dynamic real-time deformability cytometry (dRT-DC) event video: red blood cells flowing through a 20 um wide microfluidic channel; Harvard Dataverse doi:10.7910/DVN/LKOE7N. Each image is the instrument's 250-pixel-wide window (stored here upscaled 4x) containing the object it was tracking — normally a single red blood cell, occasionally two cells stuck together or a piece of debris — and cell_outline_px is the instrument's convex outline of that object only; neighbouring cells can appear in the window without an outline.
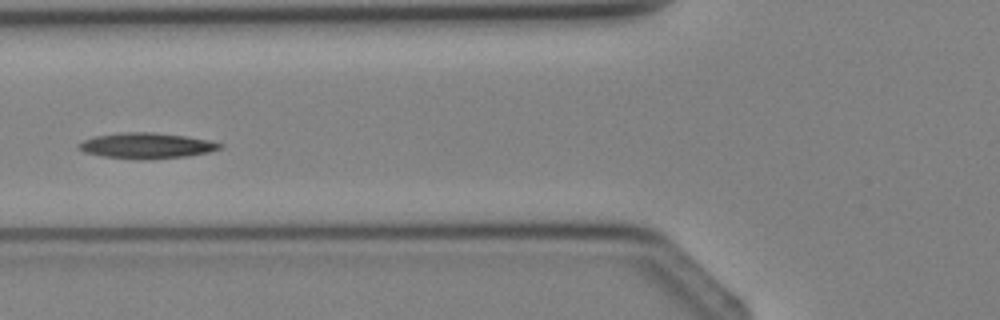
{"species": "Egyptian fruit bat (a non-hibernating species)", "species_latin": "Rousettus aegyptiacus", "temperature_condition": "cold", "stored_images_in_passage": 4, "camera_frame_rate_fps": 3000, "um_per_image_px": 0.085, "animal": {"sex": "female"}, "frame": {"image": 1, "passage_image": 4, "time_ms": 4.333, "image_size_px": [1000, 320], "cell_outline_px": [[224, 144], [220, 148], [208, 152], [188, 156], [144, 160], [104, 156], [84, 152], [80, 148], [80, 144], [84, 140], [96, 136], [120, 132], [152, 132], [184, 136], [208, 140]], "centroid_in_image_um": [12.48, 12.38], "position_along_channel_um": 113.3, "area_um2": 20.81}}